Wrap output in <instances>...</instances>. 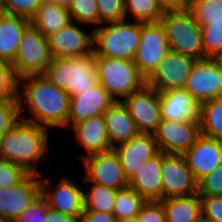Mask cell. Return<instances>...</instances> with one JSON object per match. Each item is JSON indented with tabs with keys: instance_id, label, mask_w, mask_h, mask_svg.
<instances>
[{
	"instance_id": "f6af8a7d",
	"label": "cell",
	"mask_w": 222,
	"mask_h": 222,
	"mask_svg": "<svg viewBox=\"0 0 222 222\" xmlns=\"http://www.w3.org/2000/svg\"><path fill=\"white\" fill-rule=\"evenodd\" d=\"M164 12L187 9L188 0H157Z\"/></svg>"
},
{
	"instance_id": "7c38bea8",
	"label": "cell",
	"mask_w": 222,
	"mask_h": 222,
	"mask_svg": "<svg viewBox=\"0 0 222 222\" xmlns=\"http://www.w3.org/2000/svg\"><path fill=\"white\" fill-rule=\"evenodd\" d=\"M140 133L153 134L161 122L158 91L146 84L122 101Z\"/></svg>"
},
{
	"instance_id": "9c48e42d",
	"label": "cell",
	"mask_w": 222,
	"mask_h": 222,
	"mask_svg": "<svg viewBox=\"0 0 222 222\" xmlns=\"http://www.w3.org/2000/svg\"><path fill=\"white\" fill-rule=\"evenodd\" d=\"M80 160L85 168L84 183H96L117 190L129 186L119 156L114 149L84 156Z\"/></svg>"
},
{
	"instance_id": "603a6c76",
	"label": "cell",
	"mask_w": 222,
	"mask_h": 222,
	"mask_svg": "<svg viewBox=\"0 0 222 222\" xmlns=\"http://www.w3.org/2000/svg\"><path fill=\"white\" fill-rule=\"evenodd\" d=\"M70 128L74 130L78 144L82 145L87 152L86 155L79 156L80 159L84 156L107 152L112 149L107 137L106 123L103 115L82 120Z\"/></svg>"
},
{
	"instance_id": "cb8c5ba5",
	"label": "cell",
	"mask_w": 222,
	"mask_h": 222,
	"mask_svg": "<svg viewBox=\"0 0 222 222\" xmlns=\"http://www.w3.org/2000/svg\"><path fill=\"white\" fill-rule=\"evenodd\" d=\"M103 116L112 149L140 134L128 110L120 101H115Z\"/></svg>"
},
{
	"instance_id": "ac0fdd59",
	"label": "cell",
	"mask_w": 222,
	"mask_h": 222,
	"mask_svg": "<svg viewBox=\"0 0 222 222\" xmlns=\"http://www.w3.org/2000/svg\"><path fill=\"white\" fill-rule=\"evenodd\" d=\"M183 156L198 182L222 164V141L200 135Z\"/></svg>"
},
{
	"instance_id": "ffe728a7",
	"label": "cell",
	"mask_w": 222,
	"mask_h": 222,
	"mask_svg": "<svg viewBox=\"0 0 222 222\" xmlns=\"http://www.w3.org/2000/svg\"><path fill=\"white\" fill-rule=\"evenodd\" d=\"M161 119L199 123L200 103L185 89L158 92Z\"/></svg>"
},
{
	"instance_id": "2e32d148",
	"label": "cell",
	"mask_w": 222,
	"mask_h": 222,
	"mask_svg": "<svg viewBox=\"0 0 222 222\" xmlns=\"http://www.w3.org/2000/svg\"><path fill=\"white\" fill-rule=\"evenodd\" d=\"M77 24L71 21L47 37L52 58H84L93 53V31L87 34Z\"/></svg>"
},
{
	"instance_id": "d6986e66",
	"label": "cell",
	"mask_w": 222,
	"mask_h": 222,
	"mask_svg": "<svg viewBox=\"0 0 222 222\" xmlns=\"http://www.w3.org/2000/svg\"><path fill=\"white\" fill-rule=\"evenodd\" d=\"M114 102L99 82L82 94L71 96L68 128L90 117L103 115Z\"/></svg>"
},
{
	"instance_id": "f546056e",
	"label": "cell",
	"mask_w": 222,
	"mask_h": 222,
	"mask_svg": "<svg viewBox=\"0 0 222 222\" xmlns=\"http://www.w3.org/2000/svg\"><path fill=\"white\" fill-rule=\"evenodd\" d=\"M146 200L130 186L118 189L113 206V215L117 220L137 218Z\"/></svg>"
},
{
	"instance_id": "484cf974",
	"label": "cell",
	"mask_w": 222,
	"mask_h": 222,
	"mask_svg": "<svg viewBox=\"0 0 222 222\" xmlns=\"http://www.w3.org/2000/svg\"><path fill=\"white\" fill-rule=\"evenodd\" d=\"M30 21L36 30L49 37L72 20L68 8L43 1Z\"/></svg>"
},
{
	"instance_id": "8992f818",
	"label": "cell",
	"mask_w": 222,
	"mask_h": 222,
	"mask_svg": "<svg viewBox=\"0 0 222 222\" xmlns=\"http://www.w3.org/2000/svg\"><path fill=\"white\" fill-rule=\"evenodd\" d=\"M95 64L98 82L115 101L121 102L146 84L133 60L95 55Z\"/></svg>"
},
{
	"instance_id": "7a4b0ae2",
	"label": "cell",
	"mask_w": 222,
	"mask_h": 222,
	"mask_svg": "<svg viewBox=\"0 0 222 222\" xmlns=\"http://www.w3.org/2000/svg\"><path fill=\"white\" fill-rule=\"evenodd\" d=\"M48 136L47 128L21 120L1 136L0 158L24 167L31 174L41 175L37 163L49 150Z\"/></svg>"
},
{
	"instance_id": "6da1fadb",
	"label": "cell",
	"mask_w": 222,
	"mask_h": 222,
	"mask_svg": "<svg viewBox=\"0 0 222 222\" xmlns=\"http://www.w3.org/2000/svg\"><path fill=\"white\" fill-rule=\"evenodd\" d=\"M17 97L23 121L37 124L48 130L57 127L68 128L71 96L56 87L44 75L19 78ZM26 108L31 115L28 118L22 117Z\"/></svg>"
},
{
	"instance_id": "d4e9b609",
	"label": "cell",
	"mask_w": 222,
	"mask_h": 222,
	"mask_svg": "<svg viewBox=\"0 0 222 222\" xmlns=\"http://www.w3.org/2000/svg\"><path fill=\"white\" fill-rule=\"evenodd\" d=\"M30 25L31 21L24 17L0 16V60L13 64L22 35Z\"/></svg>"
},
{
	"instance_id": "1f68e13d",
	"label": "cell",
	"mask_w": 222,
	"mask_h": 222,
	"mask_svg": "<svg viewBox=\"0 0 222 222\" xmlns=\"http://www.w3.org/2000/svg\"><path fill=\"white\" fill-rule=\"evenodd\" d=\"M187 9L201 27L222 19V0H188Z\"/></svg>"
},
{
	"instance_id": "9a60e30c",
	"label": "cell",
	"mask_w": 222,
	"mask_h": 222,
	"mask_svg": "<svg viewBox=\"0 0 222 222\" xmlns=\"http://www.w3.org/2000/svg\"><path fill=\"white\" fill-rule=\"evenodd\" d=\"M153 135L159 151L184 155L201 135L200 124L162 119Z\"/></svg>"
},
{
	"instance_id": "4316f807",
	"label": "cell",
	"mask_w": 222,
	"mask_h": 222,
	"mask_svg": "<svg viewBox=\"0 0 222 222\" xmlns=\"http://www.w3.org/2000/svg\"><path fill=\"white\" fill-rule=\"evenodd\" d=\"M166 222H196L201 216V198L190 196L170 197L160 200Z\"/></svg>"
},
{
	"instance_id": "7bdbcfd3",
	"label": "cell",
	"mask_w": 222,
	"mask_h": 222,
	"mask_svg": "<svg viewBox=\"0 0 222 222\" xmlns=\"http://www.w3.org/2000/svg\"><path fill=\"white\" fill-rule=\"evenodd\" d=\"M138 222H166L160 201H146L137 215Z\"/></svg>"
},
{
	"instance_id": "4dcf8cb0",
	"label": "cell",
	"mask_w": 222,
	"mask_h": 222,
	"mask_svg": "<svg viewBox=\"0 0 222 222\" xmlns=\"http://www.w3.org/2000/svg\"><path fill=\"white\" fill-rule=\"evenodd\" d=\"M124 11L126 20L131 15L137 22H156L164 15L157 0H124Z\"/></svg>"
},
{
	"instance_id": "ab89813d",
	"label": "cell",
	"mask_w": 222,
	"mask_h": 222,
	"mask_svg": "<svg viewBox=\"0 0 222 222\" xmlns=\"http://www.w3.org/2000/svg\"><path fill=\"white\" fill-rule=\"evenodd\" d=\"M199 196H222V164L197 182Z\"/></svg>"
},
{
	"instance_id": "8d00e7d4",
	"label": "cell",
	"mask_w": 222,
	"mask_h": 222,
	"mask_svg": "<svg viewBox=\"0 0 222 222\" xmlns=\"http://www.w3.org/2000/svg\"><path fill=\"white\" fill-rule=\"evenodd\" d=\"M18 79L11 63L0 60V101L18 98Z\"/></svg>"
},
{
	"instance_id": "7402d4cb",
	"label": "cell",
	"mask_w": 222,
	"mask_h": 222,
	"mask_svg": "<svg viewBox=\"0 0 222 222\" xmlns=\"http://www.w3.org/2000/svg\"><path fill=\"white\" fill-rule=\"evenodd\" d=\"M161 169L162 151H159L145 163H141V166L134 171V174L128 179L129 186L146 201H160Z\"/></svg>"
},
{
	"instance_id": "d6a6232c",
	"label": "cell",
	"mask_w": 222,
	"mask_h": 222,
	"mask_svg": "<svg viewBox=\"0 0 222 222\" xmlns=\"http://www.w3.org/2000/svg\"><path fill=\"white\" fill-rule=\"evenodd\" d=\"M202 45L207 57L216 58L222 52V19L211 20L201 27Z\"/></svg>"
},
{
	"instance_id": "bcb514c9",
	"label": "cell",
	"mask_w": 222,
	"mask_h": 222,
	"mask_svg": "<svg viewBox=\"0 0 222 222\" xmlns=\"http://www.w3.org/2000/svg\"><path fill=\"white\" fill-rule=\"evenodd\" d=\"M45 222H79L76 218L48 208Z\"/></svg>"
},
{
	"instance_id": "7dc6e473",
	"label": "cell",
	"mask_w": 222,
	"mask_h": 222,
	"mask_svg": "<svg viewBox=\"0 0 222 222\" xmlns=\"http://www.w3.org/2000/svg\"><path fill=\"white\" fill-rule=\"evenodd\" d=\"M44 1L48 3H52V4H57L59 6L66 7V8H68L72 3V0H44Z\"/></svg>"
},
{
	"instance_id": "b9f144b4",
	"label": "cell",
	"mask_w": 222,
	"mask_h": 222,
	"mask_svg": "<svg viewBox=\"0 0 222 222\" xmlns=\"http://www.w3.org/2000/svg\"><path fill=\"white\" fill-rule=\"evenodd\" d=\"M202 216L212 222H222V196H200Z\"/></svg>"
},
{
	"instance_id": "3957f363",
	"label": "cell",
	"mask_w": 222,
	"mask_h": 222,
	"mask_svg": "<svg viewBox=\"0 0 222 222\" xmlns=\"http://www.w3.org/2000/svg\"><path fill=\"white\" fill-rule=\"evenodd\" d=\"M93 53L99 57L134 60L141 38V22L118 21L93 28Z\"/></svg>"
},
{
	"instance_id": "ba28073f",
	"label": "cell",
	"mask_w": 222,
	"mask_h": 222,
	"mask_svg": "<svg viewBox=\"0 0 222 222\" xmlns=\"http://www.w3.org/2000/svg\"><path fill=\"white\" fill-rule=\"evenodd\" d=\"M169 45L160 21L141 22V38L134 63L147 80L169 52Z\"/></svg>"
},
{
	"instance_id": "74e56055",
	"label": "cell",
	"mask_w": 222,
	"mask_h": 222,
	"mask_svg": "<svg viewBox=\"0 0 222 222\" xmlns=\"http://www.w3.org/2000/svg\"><path fill=\"white\" fill-rule=\"evenodd\" d=\"M44 0H1L4 14L24 17L31 20Z\"/></svg>"
},
{
	"instance_id": "f1b7e54d",
	"label": "cell",
	"mask_w": 222,
	"mask_h": 222,
	"mask_svg": "<svg viewBox=\"0 0 222 222\" xmlns=\"http://www.w3.org/2000/svg\"><path fill=\"white\" fill-rule=\"evenodd\" d=\"M90 183L88 192H84V209L100 213H113L117 189Z\"/></svg>"
},
{
	"instance_id": "277c9868",
	"label": "cell",
	"mask_w": 222,
	"mask_h": 222,
	"mask_svg": "<svg viewBox=\"0 0 222 222\" xmlns=\"http://www.w3.org/2000/svg\"><path fill=\"white\" fill-rule=\"evenodd\" d=\"M42 75L70 96L82 94L98 83L95 54L84 58H52Z\"/></svg>"
},
{
	"instance_id": "44dd1931",
	"label": "cell",
	"mask_w": 222,
	"mask_h": 222,
	"mask_svg": "<svg viewBox=\"0 0 222 222\" xmlns=\"http://www.w3.org/2000/svg\"><path fill=\"white\" fill-rule=\"evenodd\" d=\"M114 151L118 154L123 173L129 179L136 169L159 152L153 134L140 133L128 142L119 144Z\"/></svg>"
},
{
	"instance_id": "4fadbf2b",
	"label": "cell",
	"mask_w": 222,
	"mask_h": 222,
	"mask_svg": "<svg viewBox=\"0 0 222 222\" xmlns=\"http://www.w3.org/2000/svg\"><path fill=\"white\" fill-rule=\"evenodd\" d=\"M161 175V200L197 193V181L183 155H170L162 152Z\"/></svg>"
},
{
	"instance_id": "f35d334b",
	"label": "cell",
	"mask_w": 222,
	"mask_h": 222,
	"mask_svg": "<svg viewBox=\"0 0 222 222\" xmlns=\"http://www.w3.org/2000/svg\"><path fill=\"white\" fill-rule=\"evenodd\" d=\"M21 121L18 98L0 101V137Z\"/></svg>"
},
{
	"instance_id": "d590c367",
	"label": "cell",
	"mask_w": 222,
	"mask_h": 222,
	"mask_svg": "<svg viewBox=\"0 0 222 222\" xmlns=\"http://www.w3.org/2000/svg\"><path fill=\"white\" fill-rule=\"evenodd\" d=\"M99 25L124 21V0H96Z\"/></svg>"
},
{
	"instance_id": "52a82bcc",
	"label": "cell",
	"mask_w": 222,
	"mask_h": 222,
	"mask_svg": "<svg viewBox=\"0 0 222 222\" xmlns=\"http://www.w3.org/2000/svg\"><path fill=\"white\" fill-rule=\"evenodd\" d=\"M51 60L48 38L30 25L22 35L12 64L16 78L43 74Z\"/></svg>"
},
{
	"instance_id": "5bb4252c",
	"label": "cell",
	"mask_w": 222,
	"mask_h": 222,
	"mask_svg": "<svg viewBox=\"0 0 222 222\" xmlns=\"http://www.w3.org/2000/svg\"><path fill=\"white\" fill-rule=\"evenodd\" d=\"M195 61L194 58L169 51L146 80V85L158 92L184 89Z\"/></svg>"
},
{
	"instance_id": "681fc988",
	"label": "cell",
	"mask_w": 222,
	"mask_h": 222,
	"mask_svg": "<svg viewBox=\"0 0 222 222\" xmlns=\"http://www.w3.org/2000/svg\"><path fill=\"white\" fill-rule=\"evenodd\" d=\"M196 222H212V221L201 216Z\"/></svg>"
},
{
	"instance_id": "30bf717a",
	"label": "cell",
	"mask_w": 222,
	"mask_h": 222,
	"mask_svg": "<svg viewBox=\"0 0 222 222\" xmlns=\"http://www.w3.org/2000/svg\"><path fill=\"white\" fill-rule=\"evenodd\" d=\"M184 89L200 104L222 98V65L211 57L196 60Z\"/></svg>"
},
{
	"instance_id": "5b68a950",
	"label": "cell",
	"mask_w": 222,
	"mask_h": 222,
	"mask_svg": "<svg viewBox=\"0 0 222 222\" xmlns=\"http://www.w3.org/2000/svg\"><path fill=\"white\" fill-rule=\"evenodd\" d=\"M169 45V50L195 60L206 58L202 45L201 26L188 9L166 11L159 20Z\"/></svg>"
},
{
	"instance_id": "60d3db41",
	"label": "cell",
	"mask_w": 222,
	"mask_h": 222,
	"mask_svg": "<svg viewBox=\"0 0 222 222\" xmlns=\"http://www.w3.org/2000/svg\"><path fill=\"white\" fill-rule=\"evenodd\" d=\"M48 206L45 198L39 194L30 207L15 222H45Z\"/></svg>"
},
{
	"instance_id": "8fae6325",
	"label": "cell",
	"mask_w": 222,
	"mask_h": 222,
	"mask_svg": "<svg viewBox=\"0 0 222 222\" xmlns=\"http://www.w3.org/2000/svg\"><path fill=\"white\" fill-rule=\"evenodd\" d=\"M40 194L45 198L48 208L69 215L80 221L84 211V191L65 175L55 189L48 178L41 179Z\"/></svg>"
},
{
	"instance_id": "e0dca14e",
	"label": "cell",
	"mask_w": 222,
	"mask_h": 222,
	"mask_svg": "<svg viewBox=\"0 0 222 222\" xmlns=\"http://www.w3.org/2000/svg\"><path fill=\"white\" fill-rule=\"evenodd\" d=\"M40 194V175L30 174L22 183L0 189V215L15 222Z\"/></svg>"
},
{
	"instance_id": "f907efd6",
	"label": "cell",
	"mask_w": 222,
	"mask_h": 222,
	"mask_svg": "<svg viewBox=\"0 0 222 222\" xmlns=\"http://www.w3.org/2000/svg\"><path fill=\"white\" fill-rule=\"evenodd\" d=\"M216 60L222 65V52L217 55Z\"/></svg>"
},
{
	"instance_id": "836d02e7",
	"label": "cell",
	"mask_w": 222,
	"mask_h": 222,
	"mask_svg": "<svg viewBox=\"0 0 222 222\" xmlns=\"http://www.w3.org/2000/svg\"><path fill=\"white\" fill-rule=\"evenodd\" d=\"M71 20L82 25H99L96 0H72L68 7Z\"/></svg>"
},
{
	"instance_id": "816d5d0a",
	"label": "cell",
	"mask_w": 222,
	"mask_h": 222,
	"mask_svg": "<svg viewBox=\"0 0 222 222\" xmlns=\"http://www.w3.org/2000/svg\"><path fill=\"white\" fill-rule=\"evenodd\" d=\"M0 222H12L11 220L5 218L4 216L0 215Z\"/></svg>"
},
{
	"instance_id": "ee69618b",
	"label": "cell",
	"mask_w": 222,
	"mask_h": 222,
	"mask_svg": "<svg viewBox=\"0 0 222 222\" xmlns=\"http://www.w3.org/2000/svg\"><path fill=\"white\" fill-rule=\"evenodd\" d=\"M117 218L113 214L100 213L95 211H83L79 222H117Z\"/></svg>"
},
{
	"instance_id": "83f0119b",
	"label": "cell",
	"mask_w": 222,
	"mask_h": 222,
	"mask_svg": "<svg viewBox=\"0 0 222 222\" xmlns=\"http://www.w3.org/2000/svg\"><path fill=\"white\" fill-rule=\"evenodd\" d=\"M200 134L222 141V98L200 104Z\"/></svg>"
},
{
	"instance_id": "e575fe53",
	"label": "cell",
	"mask_w": 222,
	"mask_h": 222,
	"mask_svg": "<svg viewBox=\"0 0 222 222\" xmlns=\"http://www.w3.org/2000/svg\"><path fill=\"white\" fill-rule=\"evenodd\" d=\"M30 174L24 167L0 158V189L19 185Z\"/></svg>"
},
{
	"instance_id": "c3c4849f",
	"label": "cell",
	"mask_w": 222,
	"mask_h": 222,
	"mask_svg": "<svg viewBox=\"0 0 222 222\" xmlns=\"http://www.w3.org/2000/svg\"><path fill=\"white\" fill-rule=\"evenodd\" d=\"M117 222H138L137 218L118 220Z\"/></svg>"
},
{
	"instance_id": "f5cc1de1",
	"label": "cell",
	"mask_w": 222,
	"mask_h": 222,
	"mask_svg": "<svg viewBox=\"0 0 222 222\" xmlns=\"http://www.w3.org/2000/svg\"><path fill=\"white\" fill-rule=\"evenodd\" d=\"M3 14L2 7L0 5V16Z\"/></svg>"
}]
</instances>
